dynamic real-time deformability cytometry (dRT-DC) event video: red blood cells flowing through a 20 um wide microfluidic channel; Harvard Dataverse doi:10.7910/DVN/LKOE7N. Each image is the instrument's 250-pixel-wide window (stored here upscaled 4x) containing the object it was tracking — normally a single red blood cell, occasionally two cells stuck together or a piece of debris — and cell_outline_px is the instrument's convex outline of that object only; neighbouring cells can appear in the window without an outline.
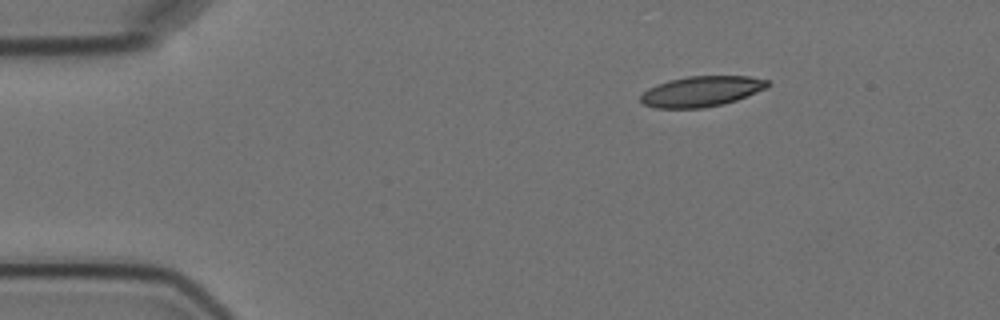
{"species": "Egyptian fruit bat (a non-hibernating species)", "species_latin": "Rousettus aegyptiacus", "temperature_condition": "cold", "stored_images_in_passage": 3, "camera_frame_rate_fps": 3000, "um_per_image_px": 0.085, "animal": {"sex": "female"}, "frame": {"image": 1, "passage_image": 1, "time_ms": 0.0, "image_size_px": [1000, 320], "cell_outline_px": [[772, 84], [768, 88], [736, 100], [724, 104], [704, 108], [656, 108], [644, 104], [640, 100], [640, 96], [648, 88], [656, 84], [668, 80], [688, 76], [748, 76], [768, 80]], "centroid_in_image_um": [59.64, 7.76], "position_along_channel_um": 25.4, "area_um2": 22.72}}